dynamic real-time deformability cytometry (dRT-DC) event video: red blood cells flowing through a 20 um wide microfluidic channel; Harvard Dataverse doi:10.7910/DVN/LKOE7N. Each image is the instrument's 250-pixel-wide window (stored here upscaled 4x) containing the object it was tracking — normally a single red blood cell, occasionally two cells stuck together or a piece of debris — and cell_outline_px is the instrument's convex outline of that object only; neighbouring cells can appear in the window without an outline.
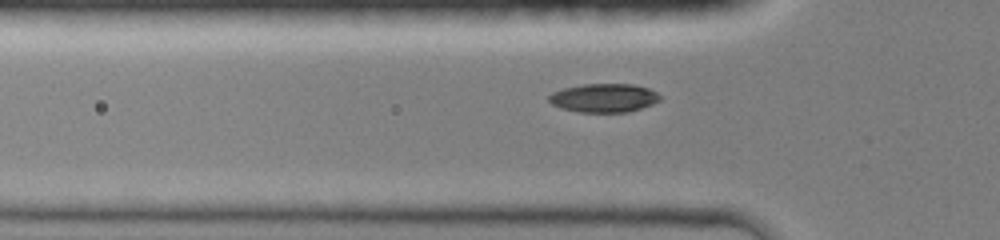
{"species": "common noctule bat (a hibernating species)", "species_latin": "Nyctalus noctula", "temperature_condition": "room temperature", "stored_images_in_passage": 16, "camera_frame_rate_fps": 3000, "um_per_image_px": 0.085, "animal": {"sex": "female", "body_mass_g": 19.0, "forearm_length_mm": 51.5}, "frame": {"image": 1, "passage_image": 4, "time_ms": 1.333, "image_size_px": [1000, 240], "cell_outline_px": [[660, 100], [652, 104], [628, 112], [580, 112], [560, 108], [552, 104], [548, 100], [548, 96], [552, 92], [564, 88], [584, 84], [632, 84], [648, 88], [656, 92], [660, 96]], "centroid_in_image_um": [51.31, 8.32], "position_along_channel_um": 74.5, "area_um2": 18.5}}
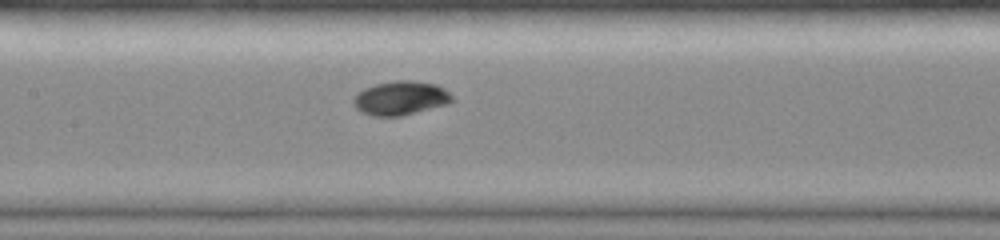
{"frame": {"image": 2, "passage_image": 9, "time_ms": 3.667, "image_size_px": [1000, 240], "cell_outline_px": [[452, 100], [448, 104], [400, 116], [372, 116], [360, 112], [352, 104], [352, 96], [356, 92], [364, 88], [376, 84], [396, 80], [412, 80], [436, 84], [444, 88], [452, 96]], "centroid_in_image_um": [33.99, 8.33], "position_along_channel_um": 173.4, "area_um2": 19.71}}
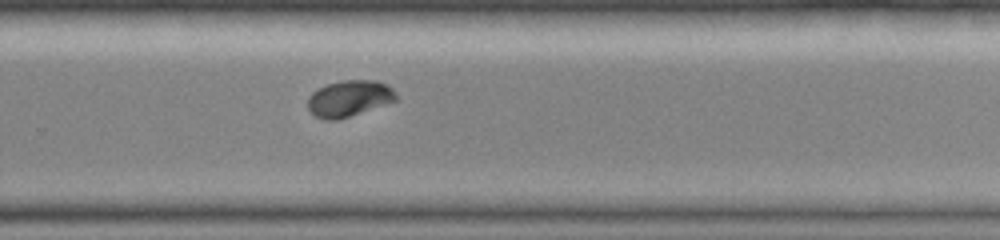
{"frame": {"image": 3, "passage_image": 16, "time_ms": 6.667, "image_size_px": [1000, 240], "cell_outline_px": [[396, 100], [336, 120], [324, 120], [316, 116], [308, 108], [308, 96], [316, 88], [328, 84], [344, 80], [376, 80], [388, 84], [392, 88], [396, 96]], "centroid_in_image_um": [29.64, 8.34], "position_along_channel_um": 300.2, "area_um2": 18.38}}